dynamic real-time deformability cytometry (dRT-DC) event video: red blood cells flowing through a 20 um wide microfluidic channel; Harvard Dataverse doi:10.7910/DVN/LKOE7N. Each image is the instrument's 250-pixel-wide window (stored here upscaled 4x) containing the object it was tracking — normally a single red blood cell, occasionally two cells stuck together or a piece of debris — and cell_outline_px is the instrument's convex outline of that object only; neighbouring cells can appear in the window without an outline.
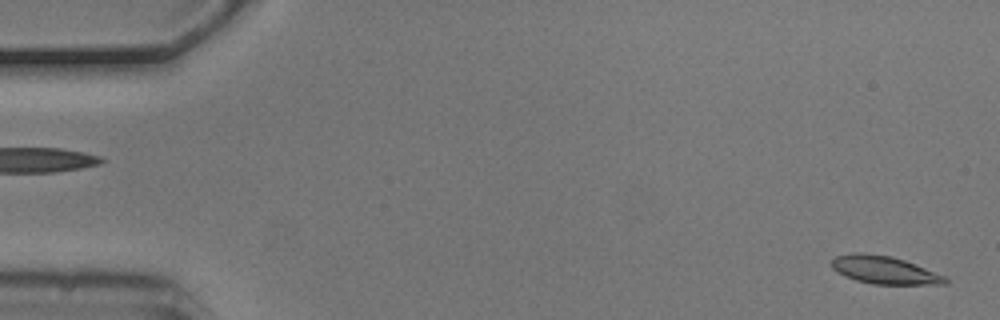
{"species": "common noctule bat (a hibernating species)", "species_latin": "Nyctalus noctula", "temperature_condition": "cold", "stored_images_in_passage": 6, "segment_of_instrument_passage": [2, 2], "camera_frame_rate_fps": 3000, "um_per_image_px": 0.085, "animal": {"sex": "male", "body_mass_g": 20.5, "forearm_length_mm": 52.5}, "frame": {"image": 1, "passage_image": 6, "time_ms": 1.667, "image_size_px": [1000, 320], "cell_outline_px": [[948, 284], [872, 284], [856, 280], [844, 276], [836, 272], [832, 268], [832, 260], [836, 256], [852, 252], [860, 252], [892, 256], [916, 264], [944, 276], [948, 280]], "centroid_in_image_um": [75.14, 22.94], "position_along_channel_um": 9.9, "area_um2": 18.44}}